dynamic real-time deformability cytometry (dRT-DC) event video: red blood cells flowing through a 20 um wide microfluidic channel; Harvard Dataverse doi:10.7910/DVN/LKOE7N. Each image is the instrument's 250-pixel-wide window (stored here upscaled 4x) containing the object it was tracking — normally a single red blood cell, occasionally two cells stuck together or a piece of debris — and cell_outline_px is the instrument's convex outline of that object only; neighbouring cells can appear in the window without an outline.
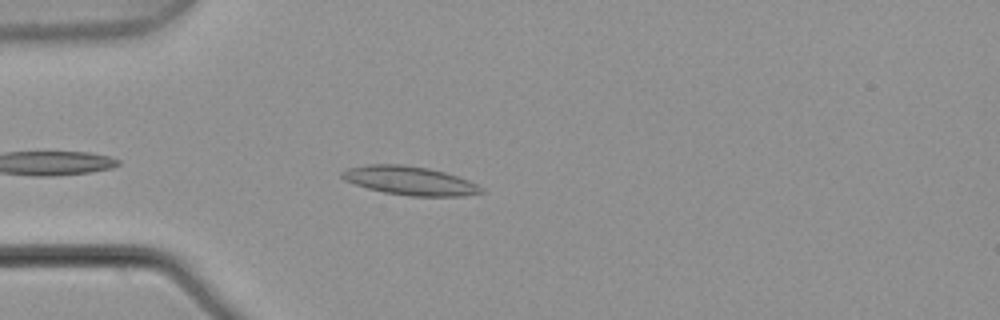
{"species": "common noctule bat (a hibernating species)", "species_latin": "Nyctalus noctula", "temperature_condition": "warm", "stored_images_in_passage": 5, "camera_frame_rate_fps": 3000, "um_per_image_px": 0.085, "animal": {"sex": "male", "body_mass_g": 21.5, "forearm_length_mm": 52.0}, "frame": {"image": 1, "passage_image": 5, "time_ms": 1.333, "image_size_px": [1000, 320], "cell_outline_px": [[488, 192], [464, 196], [412, 196], [384, 192], [368, 188], [344, 180], [340, 176], [340, 172], [348, 168], [368, 164], [400, 164], [428, 168], [444, 172], [468, 180], [484, 188]], "centroid_in_image_um": [34.86, 15.36], "position_along_channel_um": 50.1, "area_um2": 23.29}}